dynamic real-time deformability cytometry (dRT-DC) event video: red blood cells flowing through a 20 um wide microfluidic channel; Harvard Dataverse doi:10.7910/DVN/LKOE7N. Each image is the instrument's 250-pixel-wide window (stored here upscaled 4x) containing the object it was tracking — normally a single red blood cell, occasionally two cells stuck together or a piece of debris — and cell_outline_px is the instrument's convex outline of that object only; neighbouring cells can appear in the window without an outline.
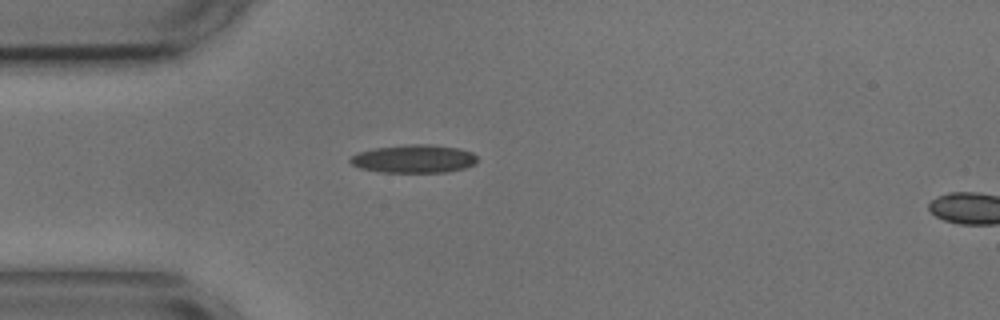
{"species": "common noctule bat (a hibernating species)", "species_latin": "Nyctalus noctula", "temperature_condition": "cold", "stored_images_in_passage": 3, "camera_frame_rate_fps": 3000, "um_per_image_px": 0.085, "animal": {"sex": "male", "body_mass_g": 17.9, "forearm_length_mm": 54.2}, "frame": {"image": 1, "passage_image": 1, "time_ms": 0.0, "image_size_px": [1000, 320], "cell_outline_px": [[476, 164], [464, 168], [448, 172], [380, 172], [360, 168], [352, 164], [348, 160], [356, 152], [376, 148], [404, 144], [432, 144], [456, 148], [472, 152], [476, 156]], "centroid_in_image_um": [35.17, 13.49], "position_along_channel_um": 49.8, "area_um2": 20.92}}